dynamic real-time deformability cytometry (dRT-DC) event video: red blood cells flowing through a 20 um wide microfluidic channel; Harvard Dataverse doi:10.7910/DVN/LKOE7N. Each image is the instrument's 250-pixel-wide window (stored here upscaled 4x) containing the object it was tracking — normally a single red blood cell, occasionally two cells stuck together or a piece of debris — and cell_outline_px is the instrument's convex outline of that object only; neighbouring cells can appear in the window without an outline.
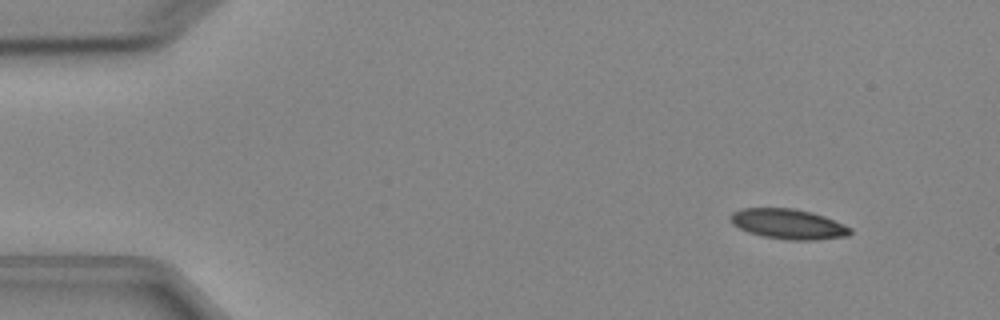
{"species": "Egyptian fruit bat (a non-hibernating species)", "species_latin": "Rousettus aegyptiacus", "temperature_condition": "cold", "stored_images_in_passage": 8, "camera_frame_rate_fps": 3000, "um_per_image_px": 0.085, "animal": {"sex": "female"}, "frame": {"image": 1, "passage_image": 2, "time_ms": 1.0, "image_size_px": [1000, 320], "cell_outline_px": [[852, 232], [848, 236], [816, 240], [788, 240], [764, 236], [748, 232], [732, 224], [728, 216], [732, 212], [740, 208], [792, 208], [812, 212], [824, 216], [844, 224], [852, 228]], "centroid_in_image_um": [67.0, 19.04], "position_along_channel_um": 18.0, "area_um2": 21.15}}
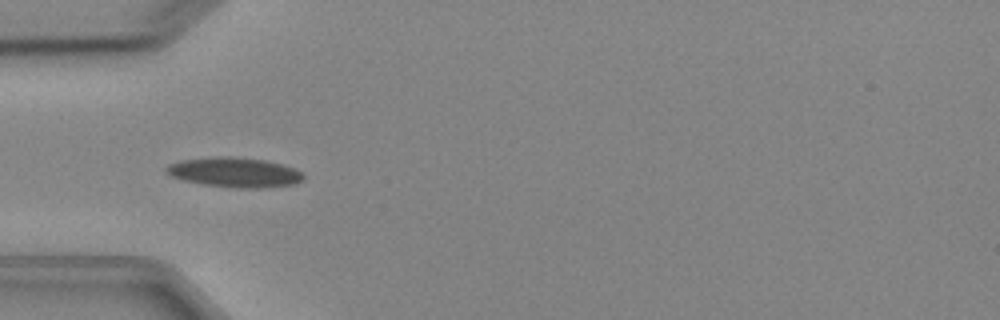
{"frame": {"image": 2, "passage_image": 5, "time_ms": 4.667, "image_size_px": [1000, 320], "cell_outline_px": [[304, 180], [296, 184], [264, 188], [232, 188], [204, 184], [184, 180], [168, 176], [164, 172], [164, 168], [168, 164], [180, 160], [220, 156], [228, 156], [264, 160], [280, 164], [304, 172]], "centroid_in_image_um": [19.92, 14.66], "position_along_channel_um": 65.1, "area_um2": 24.04}}
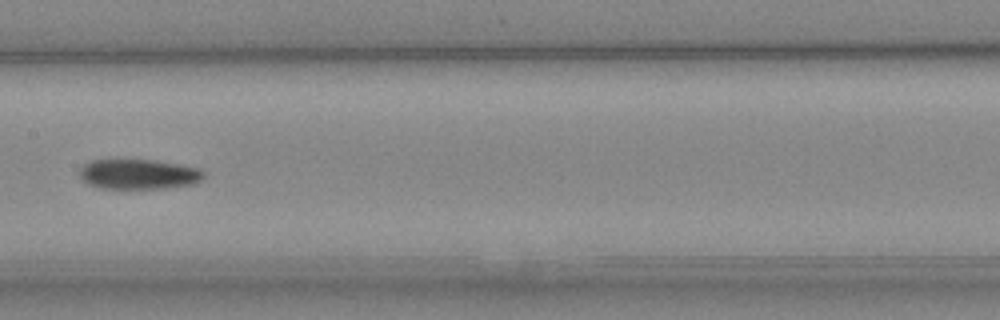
{"frame": {"image": 3, "passage_image": 8, "time_ms": 8.0, "image_size_px": [1000, 320], "cell_outline_px": [[204, 176], [196, 184], [168, 188], [100, 188], [88, 184], [80, 180], [80, 168], [84, 164], [92, 160], [152, 160], [180, 164], [200, 168], [204, 172]], "centroid_in_image_um": [11.79, 14.81], "position_along_channel_um": 195.6, "area_um2": 21.85}}